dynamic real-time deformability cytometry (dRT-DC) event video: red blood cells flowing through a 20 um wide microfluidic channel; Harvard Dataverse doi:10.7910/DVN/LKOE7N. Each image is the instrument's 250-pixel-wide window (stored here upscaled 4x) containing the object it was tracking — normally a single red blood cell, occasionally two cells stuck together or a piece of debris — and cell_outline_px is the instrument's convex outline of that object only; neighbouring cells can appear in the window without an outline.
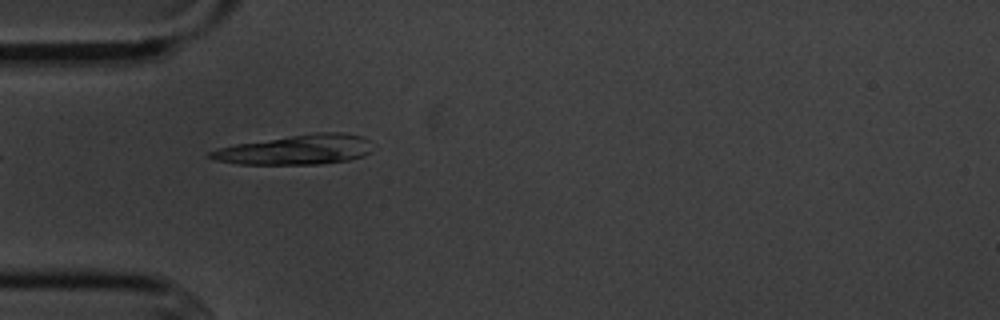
{"species": "common noctule bat (a hibernating species)", "species_latin": "Nyctalus noctula", "temperature_condition": "cold", "stored_images_in_passage": 4, "camera_frame_rate_fps": 3000, "um_per_image_px": 0.085, "animal": {"sex": "male", "body_mass_g": 20.1, "forearm_length_mm": 53.5}, "frame": {"image": 1, "passage_image": 3, "time_ms": 2.333, "image_size_px": [1000, 320], "cell_outline_px": [[372, 152], [364, 156], [348, 160], [320, 164], [240, 164], [216, 160], [204, 156], [208, 152], [216, 148], [236, 144], [316, 132], [344, 132], [364, 136], [368, 140]], "centroid_in_image_um": [25.16, 12.72], "position_along_channel_um": 59.8, "area_um2": 28.26}}
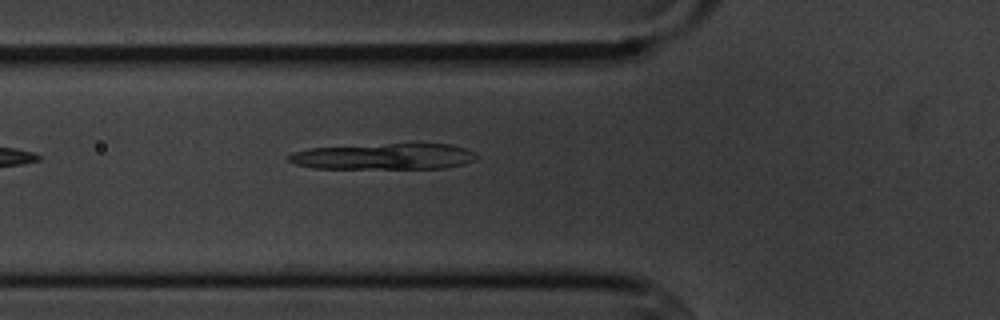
{"frame": {"image": 2, "passage_image": 4, "time_ms": 3.333, "image_size_px": [1000, 320], "cell_outline_px": [[480, 156], [476, 160], [464, 164], [444, 168], [312, 168], [296, 164], [288, 160], [288, 156], [292, 152], [308, 148], [388, 144], [452, 144], [476, 152]], "centroid_in_image_um": [32.69, 13.3], "position_along_channel_um": 93.1, "area_um2": 28.5}}